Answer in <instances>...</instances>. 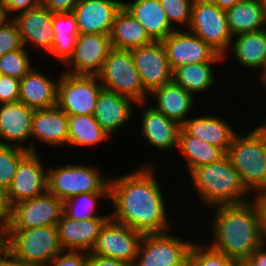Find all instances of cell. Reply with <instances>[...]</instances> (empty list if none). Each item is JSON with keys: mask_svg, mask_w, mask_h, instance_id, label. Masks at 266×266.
<instances>
[{"mask_svg": "<svg viewBox=\"0 0 266 266\" xmlns=\"http://www.w3.org/2000/svg\"><path fill=\"white\" fill-rule=\"evenodd\" d=\"M150 163L124 176L110 178V218L143 234L170 231L166 206Z\"/></svg>", "mask_w": 266, "mask_h": 266, "instance_id": "6da1fadb", "label": "cell"}, {"mask_svg": "<svg viewBox=\"0 0 266 266\" xmlns=\"http://www.w3.org/2000/svg\"><path fill=\"white\" fill-rule=\"evenodd\" d=\"M212 222L213 249L239 262L246 261L265 245L261 214L257 202L215 205Z\"/></svg>", "mask_w": 266, "mask_h": 266, "instance_id": "7a4b0ae2", "label": "cell"}, {"mask_svg": "<svg viewBox=\"0 0 266 266\" xmlns=\"http://www.w3.org/2000/svg\"><path fill=\"white\" fill-rule=\"evenodd\" d=\"M193 186L206 205L246 203L249 190L227 156L190 172Z\"/></svg>", "mask_w": 266, "mask_h": 266, "instance_id": "3957f363", "label": "cell"}, {"mask_svg": "<svg viewBox=\"0 0 266 266\" xmlns=\"http://www.w3.org/2000/svg\"><path fill=\"white\" fill-rule=\"evenodd\" d=\"M240 136L234 135L226 156L254 194L266 187V126L262 124Z\"/></svg>", "mask_w": 266, "mask_h": 266, "instance_id": "277c9868", "label": "cell"}, {"mask_svg": "<svg viewBox=\"0 0 266 266\" xmlns=\"http://www.w3.org/2000/svg\"><path fill=\"white\" fill-rule=\"evenodd\" d=\"M8 251L18 260L37 266L48 262L63 250L57 226L8 229Z\"/></svg>", "mask_w": 266, "mask_h": 266, "instance_id": "5b68a950", "label": "cell"}, {"mask_svg": "<svg viewBox=\"0 0 266 266\" xmlns=\"http://www.w3.org/2000/svg\"><path fill=\"white\" fill-rule=\"evenodd\" d=\"M105 90L128 97L134 103H145L146 94L129 50L111 48L97 75Z\"/></svg>", "mask_w": 266, "mask_h": 266, "instance_id": "8992f818", "label": "cell"}, {"mask_svg": "<svg viewBox=\"0 0 266 266\" xmlns=\"http://www.w3.org/2000/svg\"><path fill=\"white\" fill-rule=\"evenodd\" d=\"M48 171L47 190L64 201L74 195L109 192L110 178L90 166L70 164Z\"/></svg>", "mask_w": 266, "mask_h": 266, "instance_id": "52a82bcc", "label": "cell"}, {"mask_svg": "<svg viewBox=\"0 0 266 266\" xmlns=\"http://www.w3.org/2000/svg\"><path fill=\"white\" fill-rule=\"evenodd\" d=\"M198 36L220 55L225 56L233 37L229 31L226 11L211 0H194L189 26Z\"/></svg>", "mask_w": 266, "mask_h": 266, "instance_id": "ba28073f", "label": "cell"}, {"mask_svg": "<svg viewBox=\"0 0 266 266\" xmlns=\"http://www.w3.org/2000/svg\"><path fill=\"white\" fill-rule=\"evenodd\" d=\"M103 89L98 76L64 72L57 84V106L67 115H93Z\"/></svg>", "mask_w": 266, "mask_h": 266, "instance_id": "9c48e42d", "label": "cell"}, {"mask_svg": "<svg viewBox=\"0 0 266 266\" xmlns=\"http://www.w3.org/2000/svg\"><path fill=\"white\" fill-rule=\"evenodd\" d=\"M144 234L133 266H188L194 242L169 233Z\"/></svg>", "mask_w": 266, "mask_h": 266, "instance_id": "30bf717a", "label": "cell"}, {"mask_svg": "<svg viewBox=\"0 0 266 266\" xmlns=\"http://www.w3.org/2000/svg\"><path fill=\"white\" fill-rule=\"evenodd\" d=\"M143 235L142 232L109 218L101 227L90 253L124 261L133 266Z\"/></svg>", "mask_w": 266, "mask_h": 266, "instance_id": "8fae6325", "label": "cell"}, {"mask_svg": "<svg viewBox=\"0 0 266 266\" xmlns=\"http://www.w3.org/2000/svg\"><path fill=\"white\" fill-rule=\"evenodd\" d=\"M63 201L48 190L40 196L12 205L8 229H31L57 225Z\"/></svg>", "mask_w": 266, "mask_h": 266, "instance_id": "7c38bea8", "label": "cell"}, {"mask_svg": "<svg viewBox=\"0 0 266 266\" xmlns=\"http://www.w3.org/2000/svg\"><path fill=\"white\" fill-rule=\"evenodd\" d=\"M161 42L165 47L171 70L188 64L224 59V56L220 55L198 36L187 32V30L185 32L181 31L180 28L170 33Z\"/></svg>", "mask_w": 266, "mask_h": 266, "instance_id": "4fadbf2b", "label": "cell"}, {"mask_svg": "<svg viewBox=\"0 0 266 266\" xmlns=\"http://www.w3.org/2000/svg\"><path fill=\"white\" fill-rule=\"evenodd\" d=\"M111 48L110 34H79L65 73L97 76Z\"/></svg>", "mask_w": 266, "mask_h": 266, "instance_id": "5bb4252c", "label": "cell"}, {"mask_svg": "<svg viewBox=\"0 0 266 266\" xmlns=\"http://www.w3.org/2000/svg\"><path fill=\"white\" fill-rule=\"evenodd\" d=\"M48 172L37 152H28L20 161L8 188L12 205L40 196L47 191Z\"/></svg>", "mask_w": 266, "mask_h": 266, "instance_id": "9a60e30c", "label": "cell"}, {"mask_svg": "<svg viewBox=\"0 0 266 266\" xmlns=\"http://www.w3.org/2000/svg\"><path fill=\"white\" fill-rule=\"evenodd\" d=\"M141 82L148 93L172 81L165 47L161 41L131 50Z\"/></svg>", "mask_w": 266, "mask_h": 266, "instance_id": "2e32d148", "label": "cell"}, {"mask_svg": "<svg viewBox=\"0 0 266 266\" xmlns=\"http://www.w3.org/2000/svg\"><path fill=\"white\" fill-rule=\"evenodd\" d=\"M122 6L118 0H79L72 11L79 34H110Z\"/></svg>", "mask_w": 266, "mask_h": 266, "instance_id": "e0dca14e", "label": "cell"}, {"mask_svg": "<svg viewBox=\"0 0 266 266\" xmlns=\"http://www.w3.org/2000/svg\"><path fill=\"white\" fill-rule=\"evenodd\" d=\"M34 111L20 101L0 104V144L14 145L16 143V147L25 148L29 152H37L32 144L28 147L22 145L31 138Z\"/></svg>", "mask_w": 266, "mask_h": 266, "instance_id": "ac0fdd59", "label": "cell"}, {"mask_svg": "<svg viewBox=\"0 0 266 266\" xmlns=\"http://www.w3.org/2000/svg\"><path fill=\"white\" fill-rule=\"evenodd\" d=\"M109 218L74 220L62 213L57 223L60 244L64 251L90 252L96 243L101 227Z\"/></svg>", "mask_w": 266, "mask_h": 266, "instance_id": "d6986e66", "label": "cell"}, {"mask_svg": "<svg viewBox=\"0 0 266 266\" xmlns=\"http://www.w3.org/2000/svg\"><path fill=\"white\" fill-rule=\"evenodd\" d=\"M19 28L23 46L35 44L50 52L53 47V13L42 5L12 16Z\"/></svg>", "mask_w": 266, "mask_h": 266, "instance_id": "ffe728a7", "label": "cell"}, {"mask_svg": "<svg viewBox=\"0 0 266 266\" xmlns=\"http://www.w3.org/2000/svg\"><path fill=\"white\" fill-rule=\"evenodd\" d=\"M128 97L103 89L98 96L93 116L102 129L111 135L131 118L132 103Z\"/></svg>", "mask_w": 266, "mask_h": 266, "instance_id": "44dd1931", "label": "cell"}, {"mask_svg": "<svg viewBox=\"0 0 266 266\" xmlns=\"http://www.w3.org/2000/svg\"><path fill=\"white\" fill-rule=\"evenodd\" d=\"M68 115L58 106L34 111L31 137L48 145L68 146Z\"/></svg>", "mask_w": 266, "mask_h": 266, "instance_id": "7402d4cb", "label": "cell"}, {"mask_svg": "<svg viewBox=\"0 0 266 266\" xmlns=\"http://www.w3.org/2000/svg\"><path fill=\"white\" fill-rule=\"evenodd\" d=\"M57 84L40 71L32 69L20 80L19 101L34 110L55 107Z\"/></svg>", "mask_w": 266, "mask_h": 266, "instance_id": "603a6c76", "label": "cell"}, {"mask_svg": "<svg viewBox=\"0 0 266 266\" xmlns=\"http://www.w3.org/2000/svg\"><path fill=\"white\" fill-rule=\"evenodd\" d=\"M142 136L147 142L158 149L178 148L181 125L167 118L154 107L143 110Z\"/></svg>", "mask_w": 266, "mask_h": 266, "instance_id": "cb8c5ba5", "label": "cell"}, {"mask_svg": "<svg viewBox=\"0 0 266 266\" xmlns=\"http://www.w3.org/2000/svg\"><path fill=\"white\" fill-rule=\"evenodd\" d=\"M123 7L144 26L154 41H162L178 28L170 25L159 0L123 1Z\"/></svg>", "mask_w": 266, "mask_h": 266, "instance_id": "d4e9b609", "label": "cell"}, {"mask_svg": "<svg viewBox=\"0 0 266 266\" xmlns=\"http://www.w3.org/2000/svg\"><path fill=\"white\" fill-rule=\"evenodd\" d=\"M227 121L215 116H201L188 118L181 127L191 136L222 148L225 152L229 148L235 133Z\"/></svg>", "mask_w": 266, "mask_h": 266, "instance_id": "484cf974", "label": "cell"}, {"mask_svg": "<svg viewBox=\"0 0 266 266\" xmlns=\"http://www.w3.org/2000/svg\"><path fill=\"white\" fill-rule=\"evenodd\" d=\"M110 42L113 48L131 51L147 46L154 40L144 26L122 6L114 18Z\"/></svg>", "mask_w": 266, "mask_h": 266, "instance_id": "4316f807", "label": "cell"}, {"mask_svg": "<svg viewBox=\"0 0 266 266\" xmlns=\"http://www.w3.org/2000/svg\"><path fill=\"white\" fill-rule=\"evenodd\" d=\"M157 105L156 110L163 113L167 118L182 125L187 120V114L191 112L194 104L193 95L173 81L153 90Z\"/></svg>", "mask_w": 266, "mask_h": 266, "instance_id": "83f0119b", "label": "cell"}, {"mask_svg": "<svg viewBox=\"0 0 266 266\" xmlns=\"http://www.w3.org/2000/svg\"><path fill=\"white\" fill-rule=\"evenodd\" d=\"M226 16L232 41L236 35L266 28L262 0H243L227 9Z\"/></svg>", "mask_w": 266, "mask_h": 266, "instance_id": "f1b7e54d", "label": "cell"}, {"mask_svg": "<svg viewBox=\"0 0 266 266\" xmlns=\"http://www.w3.org/2000/svg\"><path fill=\"white\" fill-rule=\"evenodd\" d=\"M231 42L237 61L246 68H260L262 73L266 68V28L256 32L236 35Z\"/></svg>", "mask_w": 266, "mask_h": 266, "instance_id": "f546056e", "label": "cell"}, {"mask_svg": "<svg viewBox=\"0 0 266 266\" xmlns=\"http://www.w3.org/2000/svg\"><path fill=\"white\" fill-rule=\"evenodd\" d=\"M53 47L49 54L65 64L74 52L79 36L73 12L53 13Z\"/></svg>", "mask_w": 266, "mask_h": 266, "instance_id": "4dcf8cb0", "label": "cell"}, {"mask_svg": "<svg viewBox=\"0 0 266 266\" xmlns=\"http://www.w3.org/2000/svg\"><path fill=\"white\" fill-rule=\"evenodd\" d=\"M178 149L185 157L189 172L197 167L220 161L226 156L222 148L200 141L189 135L182 127L179 132Z\"/></svg>", "mask_w": 266, "mask_h": 266, "instance_id": "1f68e13d", "label": "cell"}, {"mask_svg": "<svg viewBox=\"0 0 266 266\" xmlns=\"http://www.w3.org/2000/svg\"><path fill=\"white\" fill-rule=\"evenodd\" d=\"M215 62L219 61L193 63L176 67L172 70V81L191 94L205 92L214 85L215 74H213L212 64Z\"/></svg>", "mask_w": 266, "mask_h": 266, "instance_id": "d6a6232c", "label": "cell"}, {"mask_svg": "<svg viewBox=\"0 0 266 266\" xmlns=\"http://www.w3.org/2000/svg\"><path fill=\"white\" fill-rule=\"evenodd\" d=\"M68 145H96L110 137L93 115H68Z\"/></svg>", "mask_w": 266, "mask_h": 266, "instance_id": "836d02e7", "label": "cell"}, {"mask_svg": "<svg viewBox=\"0 0 266 266\" xmlns=\"http://www.w3.org/2000/svg\"><path fill=\"white\" fill-rule=\"evenodd\" d=\"M109 199V192H93L74 195L63 201V213L74 220H88L91 218H110L108 216H98L95 213L98 207L97 199L103 197ZM97 205V206H96ZM97 214V215H96Z\"/></svg>", "mask_w": 266, "mask_h": 266, "instance_id": "e575fe53", "label": "cell"}, {"mask_svg": "<svg viewBox=\"0 0 266 266\" xmlns=\"http://www.w3.org/2000/svg\"><path fill=\"white\" fill-rule=\"evenodd\" d=\"M28 152L15 145L0 144V185L9 188L21 159Z\"/></svg>", "mask_w": 266, "mask_h": 266, "instance_id": "d590c367", "label": "cell"}, {"mask_svg": "<svg viewBox=\"0 0 266 266\" xmlns=\"http://www.w3.org/2000/svg\"><path fill=\"white\" fill-rule=\"evenodd\" d=\"M204 247V248H203ZM239 263L225 254L201 243L194 242L189 254L188 266H238Z\"/></svg>", "mask_w": 266, "mask_h": 266, "instance_id": "8d00e7d4", "label": "cell"}, {"mask_svg": "<svg viewBox=\"0 0 266 266\" xmlns=\"http://www.w3.org/2000/svg\"><path fill=\"white\" fill-rule=\"evenodd\" d=\"M32 69L30 58L24 47L0 57V71L3 75L21 80Z\"/></svg>", "mask_w": 266, "mask_h": 266, "instance_id": "74e56055", "label": "cell"}, {"mask_svg": "<svg viewBox=\"0 0 266 266\" xmlns=\"http://www.w3.org/2000/svg\"><path fill=\"white\" fill-rule=\"evenodd\" d=\"M172 26L173 22L180 26H189L194 0H159Z\"/></svg>", "mask_w": 266, "mask_h": 266, "instance_id": "f35d334b", "label": "cell"}, {"mask_svg": "<svg viewBox=\"0 0 266 266\" xmlns=\"http://www.w3.org/2000/svg\"><path fill=\"white\" fill-rule=\"evenodd\" d=\"M23 47L18 25L11 18L0 27V57Z\"/></svg>", "mask_w": 266, "mask_h": 266, "instance_id": "ab89813d", "label": "cell"}, {"mask_svg": "<svg viewBox=\"0 0 266 266\" xmlns=\"http://www.w3.org/2000/svg\"><path fill=\"white\" fill-rule=\"evenodd\" d=\"M20 80L8 75L0 77V104L19 101Z\"/></svg>", "mask_w": 266, "mask_h": 266, "instance_id": "60d3db41", "label": "cell"}, {"mask_svg": "<svg viewBox=\"0 0 266 266\" xmlns=\"http://www.w3.org/2000/svg\"><path fill=\"white\" fill-rule=\"evenodd\" d=\"M62 251L56 257L52 258L46 266L50 263L54 266H87L88 252L81 251Z\"/></svg>", "mask_w": 266, "mask_h": 266, "instance_id": "b9f144b4", "label": "cell"}, {"mask_svg": "<svg viewBox=\"0 0 266 266\" xmlns=\"http://www.w3.org/2000/svg\"><path fill=\"white\" fill-rule=\"evenodd\" d=\"M0 3L6 9L8 16L11 14H20L40 5V0H0Z\"/></svg>", "mask_w": 266, "mask_h": 266, "instance_id": "7bdbcfd3", "label": "cell"}, {"mask_svg": "<svg viewBox=\"0 0 266 266\" xmlns=\"http://www.w3.org/2000/svg\"><path fill=\"white\" fill-rule=\"evenodd\" d=\"M79 0H40V5L52 13L72 12Z\"/></svg>", "mask_w": 266, "mask_h": 266, "instance_id": "ee69618b", "label": "cell"}, {"mask_svg": "<svg viewBox=\"0 0 266 266\" xmlns=\"http://www.w3.org/2000/svg\"><path fill=\"white\" fill-rule=\"evenodd\" d=\"M87 266H131L128 263L114 258L102 257L96 254L88 253Z\"/></svg>", "mask_w": 266, "mask_h": 266, "instance_id": "f6af8a7d", "label": "cell"}, {"mask_svg": "<svg viewBox=\"0 0 266 266\" xmlns=\"http://www.w3.org/2000/svg\"><path fill=\"white\" fill-rule=\"evenodd\" d=\"M12 211V204L9 199L8 189L0 185V219L9 222Z\"/></svg>", "mask_w": 266, "mask_h": 266, "instance_id": "bcb514c9", "label": "cell"}, {"mask_svg": "<svg viewBox=\"0 0 266 266\" xmlns=\"http://www.w3.org/2000/svg\"><path fill=\"white\" fill-rule=\"evenodd\" d=\"M254 200L257 202L260 210L263 232L266 238V187L257 192Z\"/></svg>", "mask_w": 266, "mask_h": 266, "instance_id": "7dc6e473", "label": "cell"}, {"mask_svg": "<svg viewBox=\"0 0 266 266\" xmlns=\"http://www.w3.org/2000/svg\"><path fill=\"white\" fill-rule=\"evenodd\" d=\"M263 246L257 248L246 260L250 266H266V250Z\"/></svg>", "mask_w": 266, "mask_h": 266, "instance_id": "c3c4849f", "label": "cell"}, {"mask_svg": "<svg viewBox=\"0 0 266 266\" xmlns=\"http://www.w3.org/2000/svg\"><path fill=\"white\" fill-rule=\"evenodd\" d=\"M0 266H37L15 258L9 251L0 255Z\"/></svg>", "mask_w": 266, "mask_h": 266, "instance_id": "681fc988", "label": "cell"}, {"mask_svg": "<svg viewBox=\"0 0 266 266\" xmlns=\"http://www.w3.org/2000/svg\"><path fill=\"white\" fill-rule=\"evenodd\" d=\"M0 251H8V222L5 219H0Z\"/></svg>", "mask_w": 266, "mask_h": 266, "instance_id": "f907efd6", "label": "cell"}, {"mask_svg": "<svg viewBox=\"0 0 266 266\" xmlns=\"http://www.w3.org/2000/svg\"><path fill=\"white\" fill-rule=\"evenodd\" d=\"M214 4H216L220 9L227 10L232 6L240 3L243 0H211Z\"/></svg>", "mask_w": 266, "mask_h": 266, "instance_id": "816d5d0a", "label": "cell"}, {"mask_svg": "<svg viewBox=\"0 0 266 266\" xmlns=\"http://www.w3.org/2000/svg\"><path fill=\"white\" fill-rule=\"evenodd\" d=\"M11 19L8 17V14L6 12V9L4 6L0 3V27L3 26L6 22H8Z\"/></svg>", "mask_w": 266, "mask_h": 266, "instance_id": "f5cc1de1", "label": "cell"}, {"mask_svg": "<svg viewBox=\"0 0 266 266\" xmlns=\"http://www.w3.org/2000/svg\"><path fill=\"white\" fill-rule=\"evenodd\" d=\"M261 78V81H263L262 83H264L265 84V87H266V68H265V70H264V72L263 73H261V76H260Z\"/></svg>", "mask_w": 266, "mask_h": 266, "instance_id": "db71d44e", "label": "cell"}, {"mask_svg": "<svg viewBox=\"0 0 266 266\" xmlns=\"http://www.w3.org/2000/svg\"><path fill=\"white\" fill-rule=\"evenodd\" d=\"M263 7H264V17H265V23H266V0H262Z\"/></svg>", "mask_w": 266, "mask_h": 266, "instance_id": "11a10c76", "label": "cell"}, {"mask_svg": "<svg viewBox=\"0 0 266 266\" xmlns=\"http://www.w3.org/2000/svg\"><path fill=\"white\" fill-rule=\"evenodd\" d=\"M238 266H250L246 261L239 262Z\"/></svg>", "mask_w": 266, "mask_h": 266, "instance_id": "9f6ffc18", "label": "cell"}]
</instances>
